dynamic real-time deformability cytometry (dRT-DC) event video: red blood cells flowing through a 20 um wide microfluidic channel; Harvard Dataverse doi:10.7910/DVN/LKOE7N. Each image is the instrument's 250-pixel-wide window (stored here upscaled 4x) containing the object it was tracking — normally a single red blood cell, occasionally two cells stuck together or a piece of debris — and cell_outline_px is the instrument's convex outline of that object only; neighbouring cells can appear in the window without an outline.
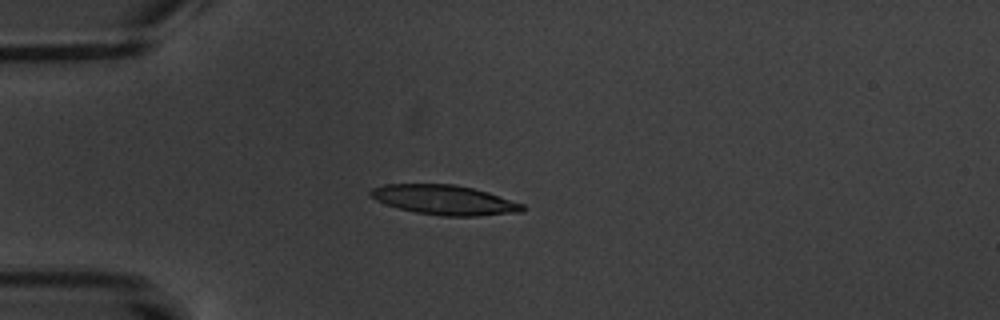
{"species": "common noctule bat (a hibernating species)", "species_latin": "Nyctalus noctula", "temperature_condition": "warm", "stored_images_in_passage": 2, "camera_frame_rate_fps": 3000, "um_per_image_px": 0.085, "animal": {"sex": "male", "body_mass_g": 20.1, "forearm_length_mm": 53.5}, "frame": {"image": 1, "passage_image": 1, "time_ms": 0.0, "image_size_px": [1000, 320], "cell_outline_px": [[524, 208], [520, 212], [476, 216], [440, 216], [416, 212], [400, 208], [376, 200], [368, 192], [372, 188], [384, 184], [452, 184], [472, 188], [488, 192], [524, 204]], "centroid_in_image_um": [37.78, 16.99], "position_along_channel_um": 47.2, "area_um2": 26.01}}